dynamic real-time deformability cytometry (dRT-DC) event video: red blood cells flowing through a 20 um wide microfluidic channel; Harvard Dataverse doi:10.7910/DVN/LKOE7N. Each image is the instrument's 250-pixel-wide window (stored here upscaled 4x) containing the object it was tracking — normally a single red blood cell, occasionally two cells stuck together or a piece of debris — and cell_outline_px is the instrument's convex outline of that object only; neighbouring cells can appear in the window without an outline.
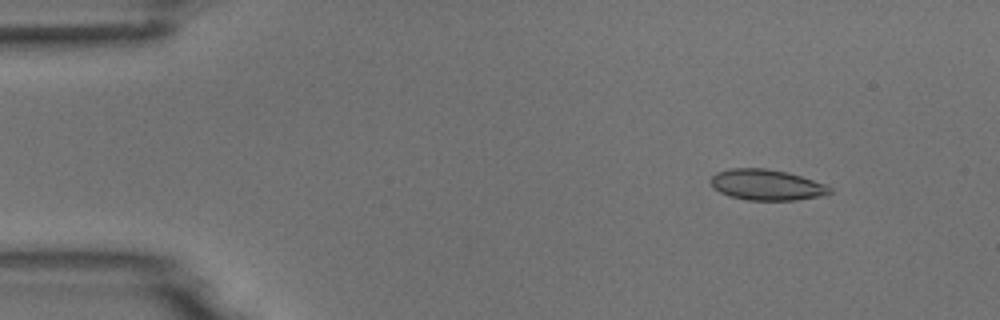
{"species": "common noctule bat (a hibernating species)", "species_latin": "Nyctalus noctula", "temperature_condition": "room temperature", "stored_images_in_passage": 8, "camera_frame_rate_fps": 3000, "um_per_image_px": 0.085, "animal": {"sex": "male", "body_mass_g": 18.8}, "frame": {"image": 1, "passage_image": 1, "time_ms": 0.0, "image_size_px": [1000, 320], "cell_outline_px": [[832, 192], [820, 196], [796, 200], [748, 200], [728, 196], [712, 188], [708, 180], [716, 172], [732, 168], [764, 168], [788, 172], [824, 184], [832, 188]], "centroid_in_image_um": [65.1, 15.71], "position_along_channel_um": 19.9, "area_um2": 21.44}}
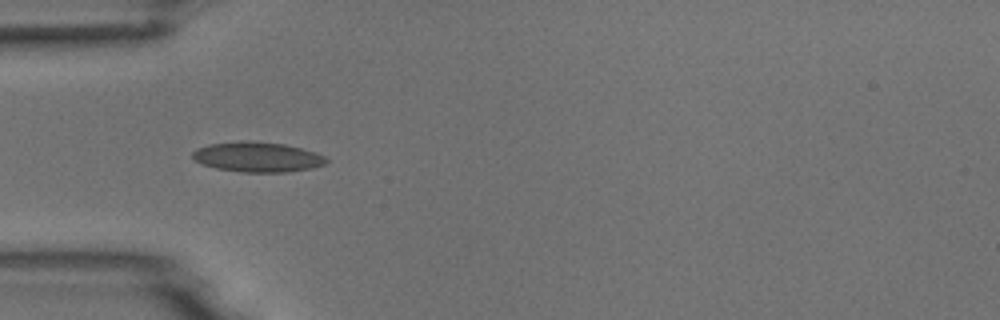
{"frame": {"image": 2, "passage_image": 3, "time_ms": 3.333, "image_size_px": [1000, 320], "cell_outline_px": [[328, 160], [324, 164], [312, 168], [288, 172], [240, 172], [216, 168], [204, 164], [196, 160], [192, 156], [192, 152], [196, 148], [208, 144], [284, 144], [316, 152], [324, 156]], "centroid_in_image_um": [21.92, 13.4], "position_along_channel_um": 63.1, "area_um2": 22.25}}
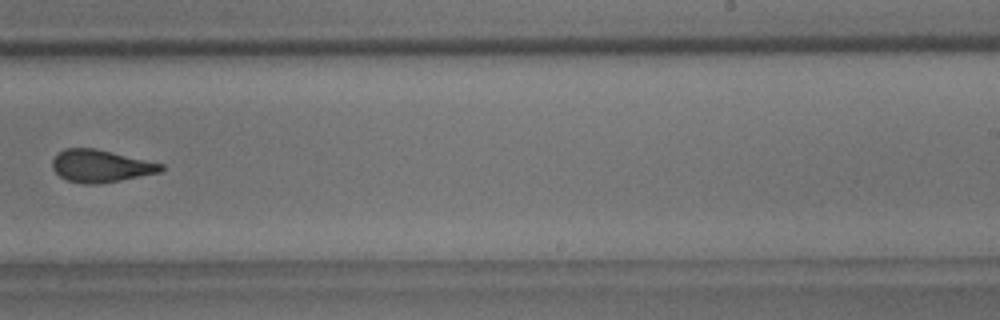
{"frame": {"image": 3, "passage_image": 8, "time_ms": 9.0, "image_size_px": [1000, 320], "cell_outline_px": [[164, 168], [160, 172], [120, 180], [96, 184], [84, 184], [68, 180], [60, 176], [52, 168], [52, 160], [64, 148], [92, 148], [112, 152], [164, 164]], "centroid_in_image_um": [8.55, 14.11], "position_along_channel_um": 280.4, "area_um2": 20.23}}